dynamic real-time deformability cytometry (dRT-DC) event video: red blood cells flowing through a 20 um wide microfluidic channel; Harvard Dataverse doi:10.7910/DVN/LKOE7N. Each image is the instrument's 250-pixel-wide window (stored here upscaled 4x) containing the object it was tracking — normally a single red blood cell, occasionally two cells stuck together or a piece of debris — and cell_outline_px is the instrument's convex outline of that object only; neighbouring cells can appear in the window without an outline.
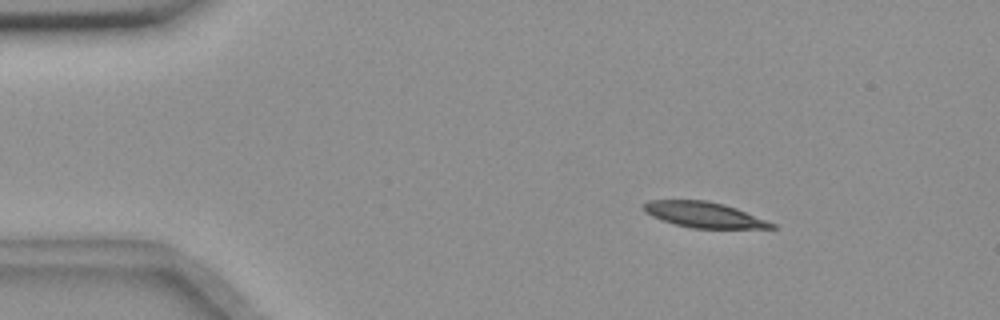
{"species": "common noctule bat (a hibernating species)", "species_latin": "Nyctalus noctula", "temperature_condition": "room temperature", "stored_images_in_passage": 4, "camera_frame_rate_fps": 3000, "um_per_image_px": 0.085, "animal": {"sex": "female", "body_mass_g": 18.4}, "frame": {"image": 1, "passage_image": 2, "time_ms": 1.333, "image_size_px": [1000, 320], "cell_outline_px": [[776, 228], [692, 228], [660, 220], [644, 212], [640, 208], [640, 204], [648, 200], [708, 200], [724, 204], [736, 208], [776, 224]], "centroid_in_image_um": [59.75, 18.24], "position_along_channel_um": 25.2, "area_um2": 19.19}}